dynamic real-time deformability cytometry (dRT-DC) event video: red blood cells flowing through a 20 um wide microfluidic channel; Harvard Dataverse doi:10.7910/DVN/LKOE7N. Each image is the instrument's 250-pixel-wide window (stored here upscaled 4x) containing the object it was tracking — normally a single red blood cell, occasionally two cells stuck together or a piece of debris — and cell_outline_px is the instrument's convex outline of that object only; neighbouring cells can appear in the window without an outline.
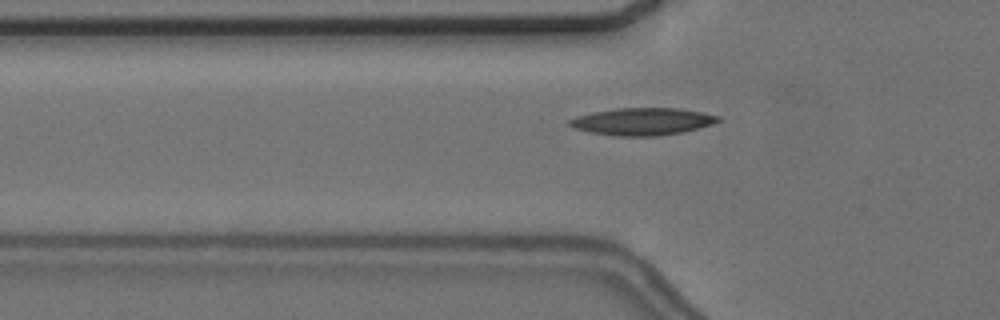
{"species": "common noctule bat (a hibernating species)", "species_latin": "Nyctalus noctula", "temperature_condition": "cold", "stored_images_in_passage": 29, "camera_frame_rate_fps": 3000, "um_per_image_px": 0.085, "animal": {"sex": "female", "body_mass_g": 24.6, "forearm_length_mm": 56.2}, "frame": {"image": 1, "passage_image": 11, "time_ms": 3.333, "image_size_px": [1000, 320], "cell_outline_px": [[720, 120], [712, 124], [684, 132], [656, 136], [616, 136], [588, 132], [572, 128], [568, 124], [568, 120], [576, 116], [592, 112], [616, 108], [680, 108], [720, 116]], "centroid_in_image_um": [54.56, 10.33], "position_along_channel_um": 71.2, "area_um2": 23.76}}
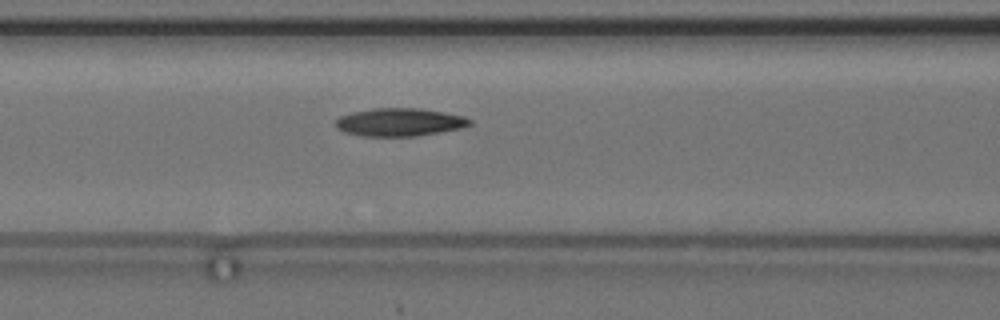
{"frame": {"image": 2, "passage_image": 16, "time_ms": 5.0, "image_size_px": [1000, 320], "cell_outline_px": [[472, 124], [460, 128], [440, 132], [416, 136], [360, 136], [344, 132], [336, 128], [336, 120], [340, 116], [352, 112], [372, 108], [420, 108], [444, 112], [464, 116], [472, 120]], "centroid_in_image_um": [33.95, 10.38], "position_along_channel_um": 132.6, "area_um2": 21.96}}